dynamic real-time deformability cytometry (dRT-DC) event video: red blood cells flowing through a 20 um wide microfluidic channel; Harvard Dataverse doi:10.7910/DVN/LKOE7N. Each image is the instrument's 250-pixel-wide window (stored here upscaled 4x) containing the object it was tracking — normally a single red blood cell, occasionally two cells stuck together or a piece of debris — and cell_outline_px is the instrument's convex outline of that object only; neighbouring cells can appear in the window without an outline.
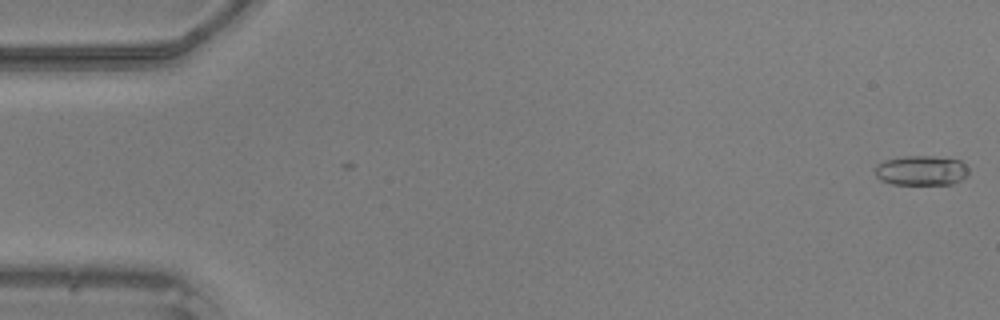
{"species": "common noctule bat (a hibernating species)", "species_latin": "Nyctalus noctula", "temperature_condition": "warm", "stored_images_in_passage": 49, "camera_frame_rate_fps": 3000, "um_per_image_px": 0.085, "animal": {"sex": "male", "body_mass_g": 20.5, "forearm_length_mm": 52.5}, "frame": {"image": 1, "passage_image": 1, "time_ms": 0.0, "image_size_px": [1000, 320], "cell_outline_px": [[968, 176], [952, 184], [892, 184], [880, 180], [876, 176], [876, 164], [884, 160], [904, 156], [932, 156], [960, 160], [968, 168]], "centroid_in_image_um": [78.31, 14.49], "position_along_channel_um": 6.7, "area_um2": 16.3}}
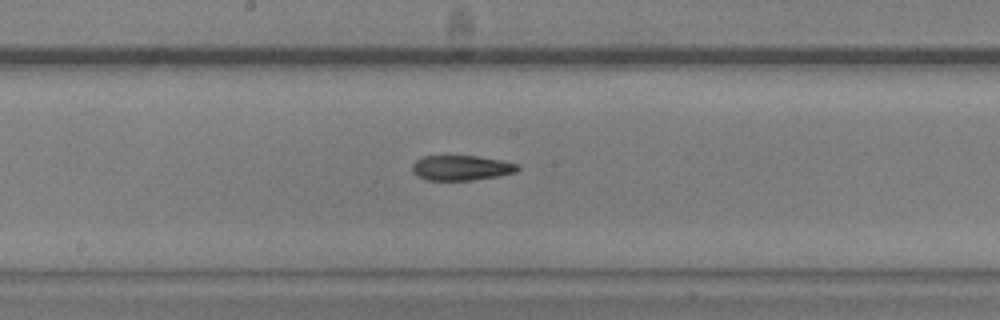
{"frame": {"image": 2, "passage_image": 26, "time_ms": 8.333, "image_size_px": [1000, 320], "cell_outline_px": [[520, 168], [516, 172], [500, 176], [472, 180], [428, 180], [416, 176], [412, 172], [412, 164], [416, 160], [424, 156], [476, 156], [500, 160], [520, 164]], "centroid_in_image_um": [39.22, 14.27], "position_along_channel_um": 209.0, "area_um2": 15.49}}
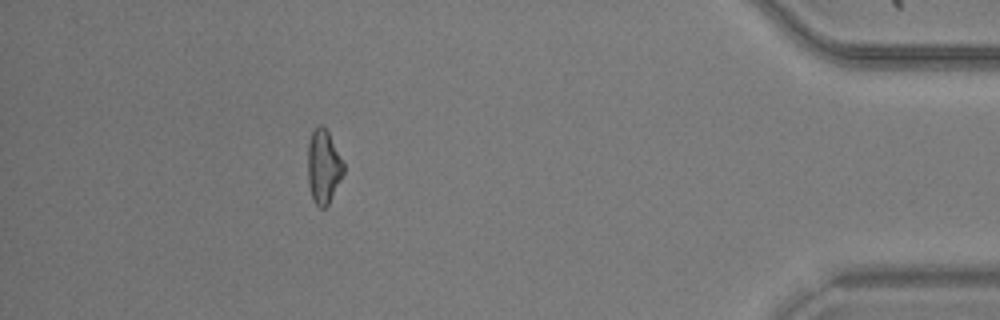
{"frame": {"image": 3, "passage_image": 44, "time_ms": 14.333, "image_size_px": [1000, 320], "cell_outline_px": [[344, 172], [328, 204], [324, 208], [320, 208], [312, 200], [308, 184], [308, 144], [312, 132], [316, 124], [320, 124], [328, 132], [344, 160]], "centroid_in_image_um": [27.49, 14.15], "position_along_channel_um": 407.7, "area_um2": 15.49}}